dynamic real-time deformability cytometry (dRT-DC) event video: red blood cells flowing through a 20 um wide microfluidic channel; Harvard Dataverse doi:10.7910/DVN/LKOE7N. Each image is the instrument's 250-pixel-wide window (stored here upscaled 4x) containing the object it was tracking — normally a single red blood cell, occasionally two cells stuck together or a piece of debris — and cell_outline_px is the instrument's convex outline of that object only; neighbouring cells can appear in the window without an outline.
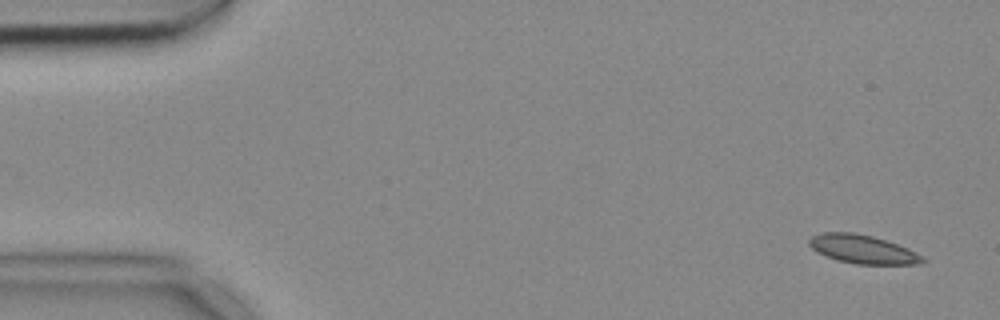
{"species": "common noctule bat (a hibernating species)", "species_latin": "Nyctalus noctula", "temperature_condition": "cold", "stored_images_in_passage": 4, "camera_frame_rate_fps": 3000, "um_per_image_px": 0.085, "animal": {"sex": "female", "body_mass_g": 18.4}, "frame": {"image": 1, "passage_image": 1, "time_ms": 0.0, "image_size_px": [1000, 320], "cell_outline_px": [[928, 260], [920, 264], [856, 264], [836, 260], [816, 252], [808, 244], [808, 240], [812, 236], [824, 232], [852, 232], [872, 236], [908, 248], [924, 256]], "centroid_in_image_um": [73.33, 21.19], "position_along_channel_um": 11.7, "area_um2": 18.96}}
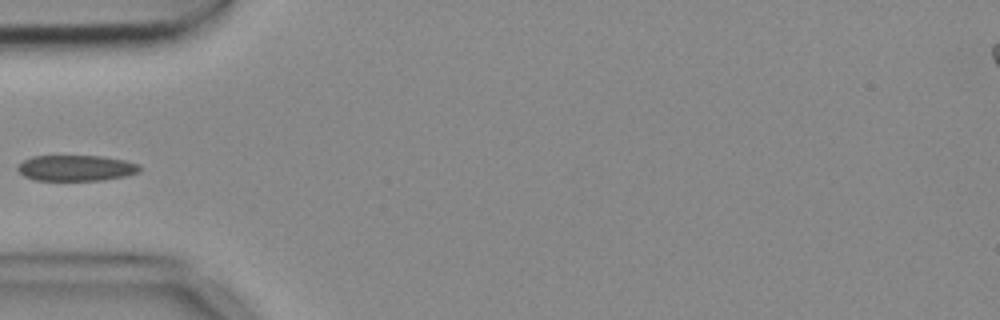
{"frame": {"image": 2, "passage_image": 4, "time_ms": 1.0, "image_size_px": [1000, 320], "cell_outline_px": [[140, 172], [124, 176], [100, 180], [36, 180], [24, 176], [16, 168], [24, 160], [32, 156], [100, 156], [124, 160], [140, 164]], "centroid_in_image_um": [6.47, 14.28], "position_along_channel_um": 78.5, "area_um2": 18.21}}